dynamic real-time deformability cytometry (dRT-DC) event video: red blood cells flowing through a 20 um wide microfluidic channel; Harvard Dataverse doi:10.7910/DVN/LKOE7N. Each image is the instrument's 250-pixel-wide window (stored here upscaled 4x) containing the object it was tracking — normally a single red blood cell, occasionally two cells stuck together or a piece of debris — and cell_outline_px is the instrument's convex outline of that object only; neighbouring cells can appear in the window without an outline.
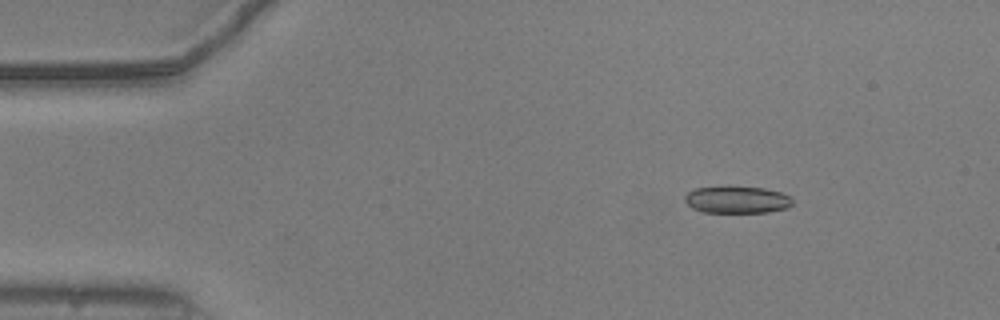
{"species": "common noctule bat (a hibernating species)", "species_latin": "Nyctalus noctula", "temperature_condition": "warm", "stored_images_in_passage": 53, "camera_frame_rate_fps": 3000, "um_per_image_px": 0.085, "animal": {"sex": "male", "body_mass_g": 20.5, "forearm_length_mm": 52.5}, "frame": {"image": 1, "passage_image": 7, "time_ms": 2.0, "image_size_px": [1000, 320], "cell_outline_px": [[792, 204], [788, 208], [768, 212], [700, 212], [692, 208], [684, 200], [684, 196], [688, 192], [696, 188], [728, 184], [764, 188], [780, 192], [792, 196]], "centroid_in_image_um": [62.63, 16.94], "position_along_channel_um": 22.4, "area_um2": 17.63}}
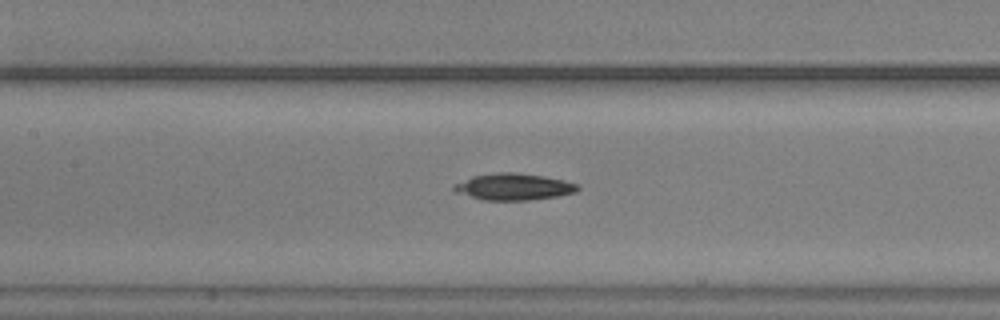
{"frame": {"image": 2, "passage_image": 24, "time_ms": 7.667, "image_size_px": [1000, 320], "cell_outline_px": [[580, 188], [576, 192], [560, 196], [528, 200], [484, 200], [452, 192], [452, 184], [472, 176], [500, 172], [516, 172], [544, 176], [564, 180], [580, 184]], "centroid_in_image_um": [43.65, 15.87], "position_along_channel_um": 163.8, "area_um2": 19.54}}
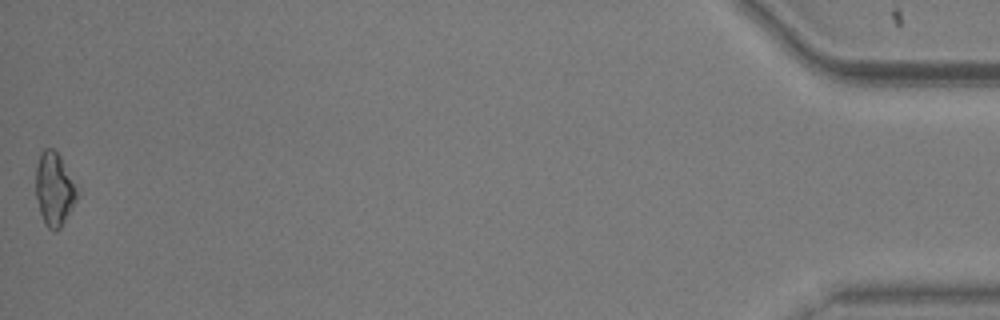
{"frame": {"image": 3, "passage_image": 53, "time_ms": 17.333, "image_size_px": [1000, 320], "cell_outline_px": [[80, 192], [72, 208], [60, 228], [56, 232], [52, 232], [44, 224], [40, 212], [36, 196], [36, 164], [40, 152], [44, 148], [52, 148], [60, 156]], "centroid_in_image_um": [4.61, 16.09], "position_along_channel_um": 430.6, "area_um2": 17.8}, "authors_computed_cell_mechanics": {"area_um2": 17.8602, "velocity_mm_per_s": 3.7846, "shape_relaxation_time_tau1_ms": 5.1393, "shape_relaxation_time_tau2_ms": 4.3219, "deformation_change_tau1": 0.1673, "deformation_change_tau2": 0.117}}